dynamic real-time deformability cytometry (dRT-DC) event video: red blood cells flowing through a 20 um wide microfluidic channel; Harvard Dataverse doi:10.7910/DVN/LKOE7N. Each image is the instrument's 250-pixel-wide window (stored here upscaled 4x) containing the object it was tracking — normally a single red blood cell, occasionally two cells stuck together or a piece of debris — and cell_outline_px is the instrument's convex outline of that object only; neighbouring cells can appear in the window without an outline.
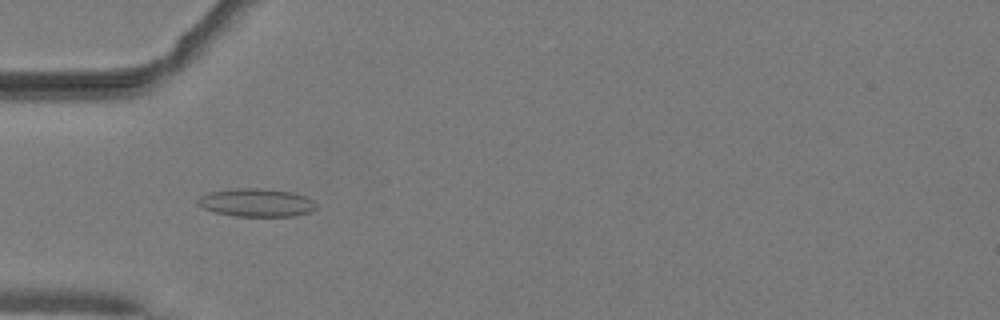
{"species": "common noctule bat (a hibernating species)", "species_latin": "Nyctalus noctula", "temperature_condition": "warm", "stored_images_in_passage": 41, "camera_frame_rate_fps": 3000, "um_per_image_px": 0.085, "animal": {"sex": "male", "body_mass_g": 19.2, "forearm_length_mm": 51.8}, "frame": {"image": 1, "passage_image": 12, "time_ms": 3.667, "image_size_px": [1000, 320], "cell_outline_px": [[316, 208], [308, 212], [296, 216], [236, 216], [216, 212], [204, 208], [196, 204], [196, 200], [200, 196], [208, 192], [236, 188], [260, 188], [292, 192], [304, 196], [312, 200], [316, 204]], "centroid_in_image_um": [21.77, 17.22], "position_along_channel_um": 63.2, "area_um2": 19.36}}
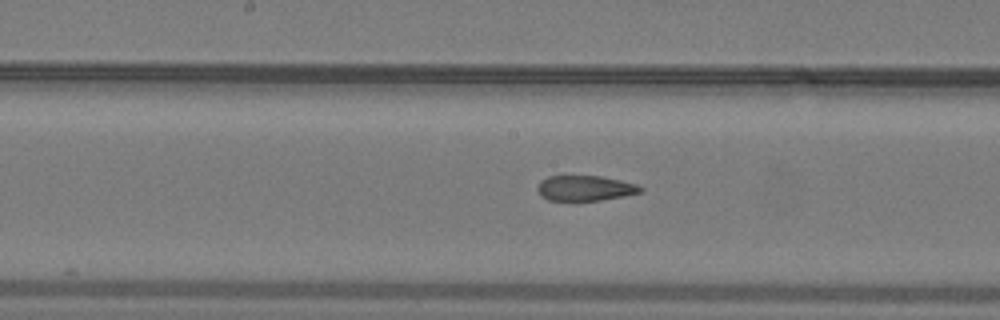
{"frame": {"image": 2, "passage_image": 22, "time_ms": 7.0, "image_size_px": [1000, 320], "cell_outline_px": [[644, 192], [624, 196], [600, 200], [548, 200], [540, 196], [536, 188], [540, 180], [548, 176], [600, 176], [620, 180], [636, 184], [644, 188]], "centroid_in_image_um": [49.73, 15.99], "position_along_channel_um": 198.5, "area_um2": 15.26}}
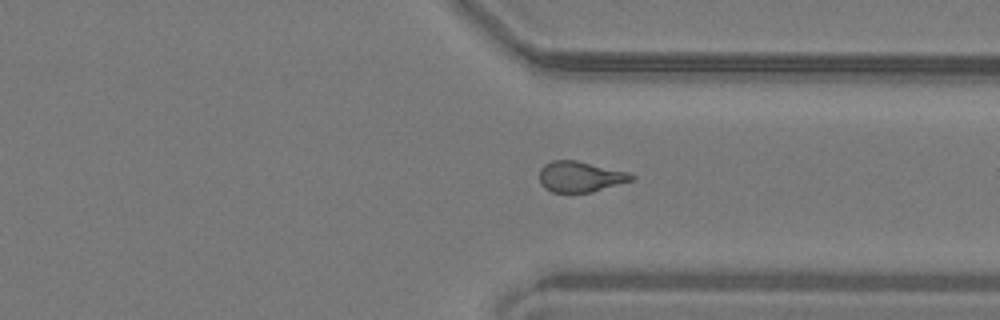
{"frame": {"image": 3, "passage_image": 34, "time_ms": 11.0, "image_size_px": [1000, 320], "cell_outline_px": [[636, 180], [592, 192], [552, 192], [544, 188], [540, 184], [540, 168], [544, 164], [552, 160], [576, 160], [628, 172], [636, 176]], "centroid_in_image_um": [49.34, 15.02], "position_along_channel_um": 362.1, "area_um2": 16.65}, "authors_computed_cell_mechanics": {"area_um2": 16.8776, "velocity_mm_per_s": 4.099, "shape_relaxation_time_tau1_ms": null, "shape_relaxation_time_tau2_ms": 2.0479, "deformation_change_tau1": null, "deformation_change_tau2": 0.1072}}